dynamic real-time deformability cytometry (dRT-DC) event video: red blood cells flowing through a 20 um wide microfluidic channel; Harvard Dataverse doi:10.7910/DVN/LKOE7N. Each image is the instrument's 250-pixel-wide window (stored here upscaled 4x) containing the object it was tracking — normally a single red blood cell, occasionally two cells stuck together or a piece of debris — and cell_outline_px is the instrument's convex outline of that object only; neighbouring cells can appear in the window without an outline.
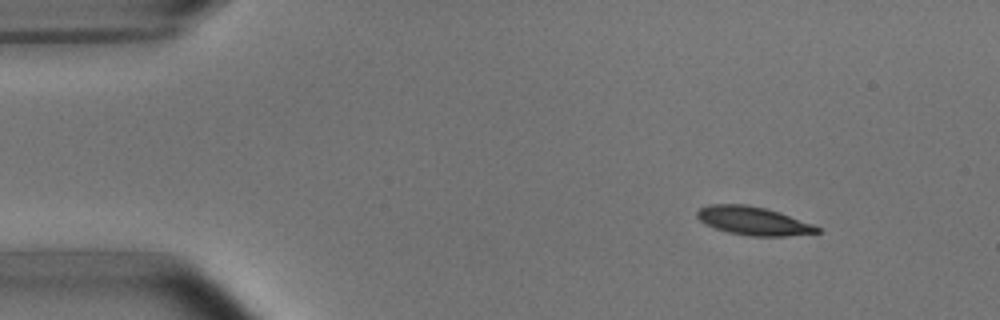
{"species": "common noctule bat (a hibernating species)", "species_latin": "Nyctalus noctula", "temperature_condition": "room temperature", "stored_images_in_passage": 6, "camera_frame_rate_fps": 3000, "um_per_image_px": 0.085, "animal": {"sex": "male", "body_mass_g": 15.6}, "frame": {"image": 1, "passage_image": 1, "time_ms": 0.0, "image_size_px": [1000, 320], "cell_outline_px": [[820, 232], [788, 236], [748, 236], [728, 232], [704, 224], [696, 216], [696, 212], [700, 208], [708, 204], [744, 204], [764, 208], [780, 212], [812, 224], [820, 228]], "centroid_in_image_um": [64.0, 18.77], "position_along_channel_um": 21.0, "area_um2": 19.83}}
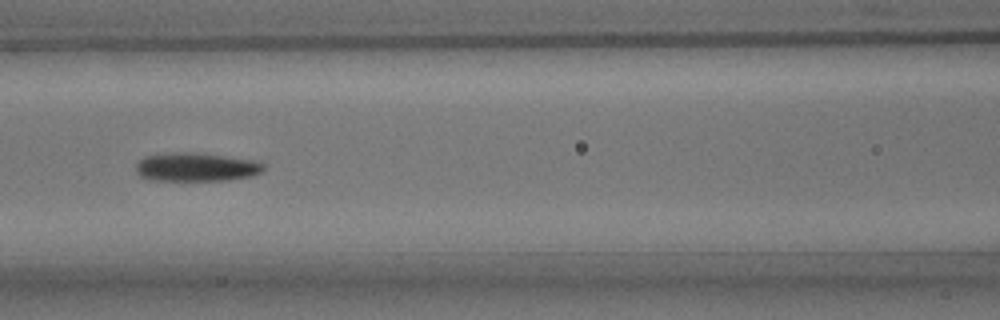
{"frame": {"image": 2, "passage_image": 5, "time_ms": 5.667, "image_size_px": [1000, 320], "cell_outline_px": [[264, 172], [252, 176], [228, 180], [148, 180], [140, 176], [136, 172], [136, 164], [144, 156], [176, 152], [192, 152], [256, 160], [264, 164]], "centroid_in_image_um": [16.69, 14.2], "position_along_channel_um": 149.9, "area_um2": 21.39}}
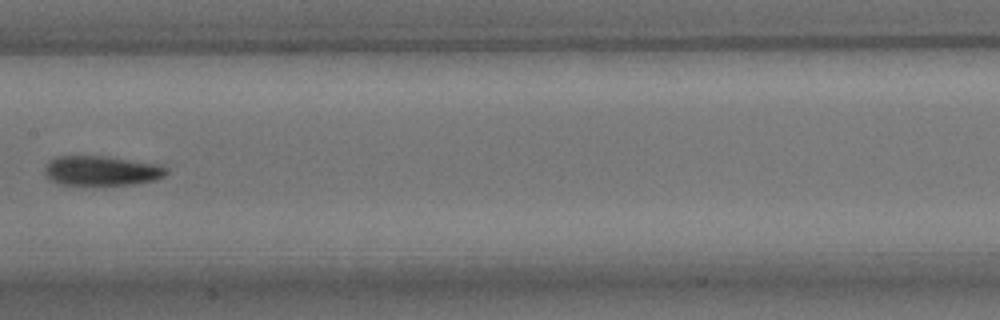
{"frame": {"image": 3, "passage_image": 6, "time_ms": 7.0, "image_size_px": [1000, 320], "cell_outline_px": [[168, 172], [164, 176], [152, 180], [136, 184], [60, 184], [52, 180], [44, 172], [44, 168], [48, 160], [56, 156], [104, 156], [156, 164], [168, 168]], "centroid_in_image_um": [8.61, 14.5], "position_along_channel_um": 198.8, "area_um2": 20.75}}